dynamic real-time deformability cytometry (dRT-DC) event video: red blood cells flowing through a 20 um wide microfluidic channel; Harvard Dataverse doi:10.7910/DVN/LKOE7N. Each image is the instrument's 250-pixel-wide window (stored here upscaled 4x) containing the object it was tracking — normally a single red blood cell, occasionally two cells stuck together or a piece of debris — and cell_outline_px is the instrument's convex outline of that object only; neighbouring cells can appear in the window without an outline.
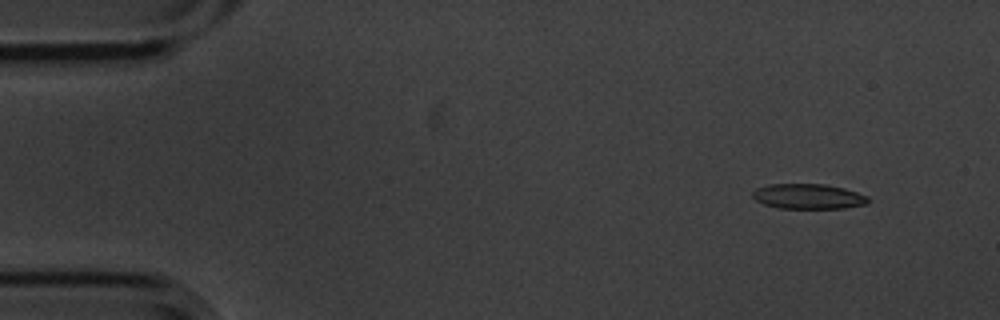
{"species": "common noctule bat (a hibernating species)", "species_latin": "Nyctalus noctula", "temperature_condition": "cold", "stored_images_in_passage": 4, "camera_frame_rate_fps": 3000, "um_per_image_px": 0.085, "animal": {"sex": "male", "body_mass_g": 20.1, "forearm_length_mm": 53.5}, "frame": {"image": 1, "passage_image": 1, "time_ms": 0.0, "image_size_px": [1000, 320], "cell_outline_px": [[868, 204], [844, 208], [776, 208], [764, 204], [756, 200], [752, 196], [752, 192], [756, 188], [768, 184], [824, 184], [844, 188], [868, 196]], "centroid_in_image_um": [68.69, 16.69], "position_along_channel_um": 16.3, "area_um2": 16.94}}
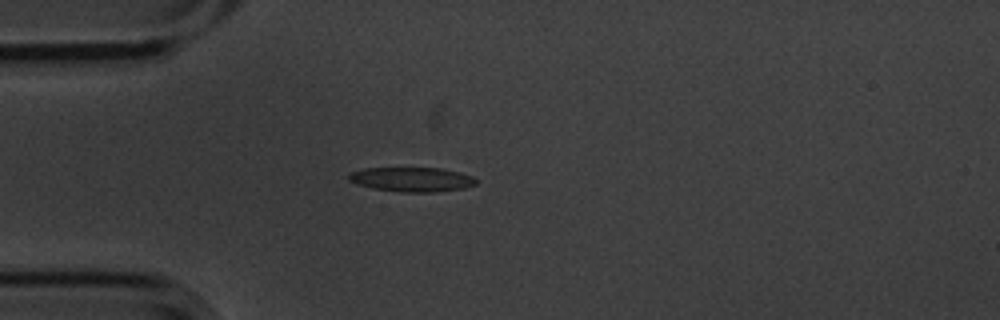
{"frame": {"image": 2, "passage_image": 4, "time_ms": 1.0, "image_size_px": [1000, 320], "cell_outline_px": [[476, 184], [464, 188], [432, 192], [400, 192], [372, 188], [356, 184], [348, 180], [348, 176], [352, 172], [364, 168], [440, 168], [460, 172], [472, 176], [476, 180]], "centroid_in_image_um": [34.99, 15.25], "position_along_channel_um": 50.0, "area_um2": 18.09}}